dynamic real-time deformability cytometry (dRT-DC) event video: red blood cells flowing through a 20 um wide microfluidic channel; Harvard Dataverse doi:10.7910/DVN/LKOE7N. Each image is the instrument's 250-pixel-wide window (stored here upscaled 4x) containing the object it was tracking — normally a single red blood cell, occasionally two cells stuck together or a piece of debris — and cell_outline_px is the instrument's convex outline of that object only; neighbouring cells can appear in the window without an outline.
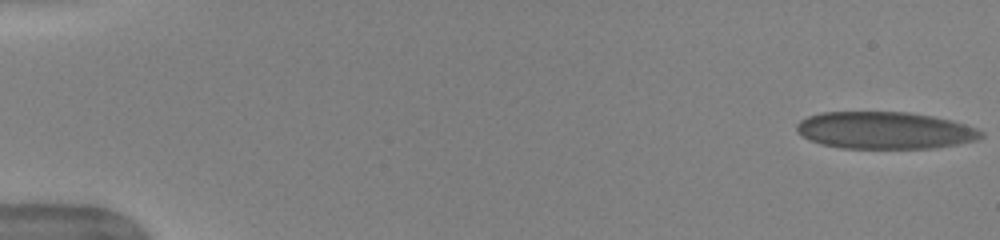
{"species": "human", "species_latin": "Homo sapiens", "temperature_condition": "warm", "stored_images_in_passage": 51, "camera_frame_rate_fps": 3000, "um_per_image_px": 0.085, "donor": {"sex": "female"}, "frame": {"image": 1, "passage_image": 1, "time_ms": 0.0, "image_size_px": [1000, 240], "cell_outline_px": [[984, 136], [976, 140], [956, 144], [932, 148], [844, 148], [820, 144], [796, 132], [796, 124], [800, 120], [808, 116], [820, 112], [908, 112], [932, 116], [952, 120], [976, 128], [984, 132]], "centroid_in_image_um": [75.2, 11.07], "position_along_channel_um": 9.8, "area_um2": 39.88}}
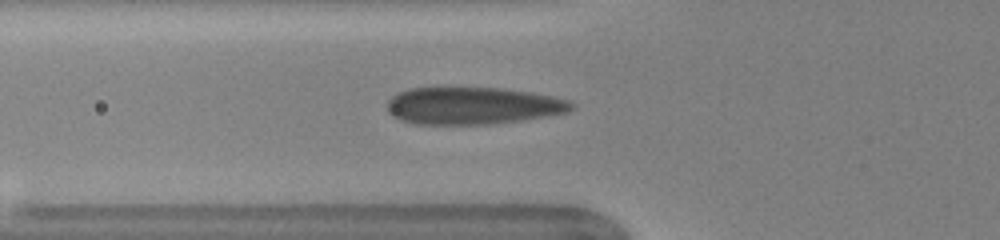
{"frame": {"image": 2, "passage_image": 19, "time_ms": 6.0, "image_size_px": [1000, 240], "cell_outline_px": [[576, 108], [568, 112], [520, 120], [488, 124], [416, 124], [400, 120], [392, 116], [388, 112], [388, 100], [392, 96], [408, 88], [440, 84], [504, 88], [532, 92], [552, 96], [568, 100], [576, 104]], "centroid_in_image_um": [40.14, 8.93], "position_along_channel_um": 85.7, "area_um2": 41.38}}
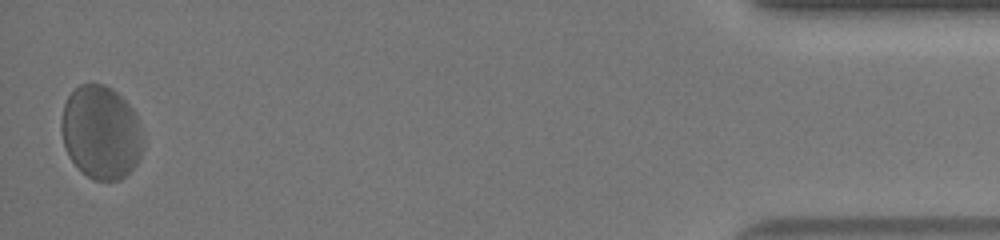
{"frame": {"image": 3, "passage_image": 51, "time_ms": 16.667, "image_size_px": [1000, 240], "cell_outline_px": [[144, 144], [140, 160], [128, 176], [120, 180], [96, 180], [88, 176], [68, 156], [64, 144], [60, 128], [60, 124], [64, 104], [68, 96], [80, 84], [104, 84], [112, 88], [132, 108], [136, 116], [144, 136]], "centroid_in_image_um": [8.61, 11.27], "position_along_channel_um": 426.6, "area_um2": 44.8}, "authors_computed_cell_mechanics": {"area_um2": 41.038, "velocity_mm_per_s": 3.8922, "shape_relaxation_time_tau1_ms": 4.1117, "shape_relaxation_time_tau2_ms": 0.4224, "deformation_change_tau1": 0.1248, "deformation_change_tau2": 0.0379}}